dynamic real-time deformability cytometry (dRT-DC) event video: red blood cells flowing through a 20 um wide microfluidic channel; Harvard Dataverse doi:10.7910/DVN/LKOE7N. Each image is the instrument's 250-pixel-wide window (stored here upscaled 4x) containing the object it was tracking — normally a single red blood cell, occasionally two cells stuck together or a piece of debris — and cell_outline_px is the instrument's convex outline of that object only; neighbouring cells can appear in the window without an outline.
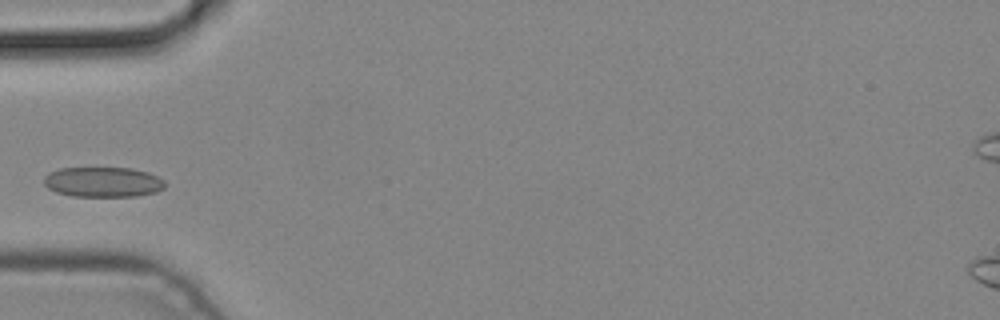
{"species": "common noctule bat (a hibernating species)", "species_latin": "Nyctalus noctula", "temperature_condition": "cold", "stored_images_in_passage": 3, "camera_frame_rate_fps": 3000, "um_per_image_px": 0.085, "animal": {"sex": "male", "body_mass_g": 19.2, "forearm_length_mm": 51.8}, "frame": {"image": 1, "passage_image": 3, "time_ms": 0.667, "image_size_px": [1000, 320], "cell_outline_px": [[164, 188], [156, 192], [136, 196], [72, 196], [56, 192], [48, 188], [44, 184], [44, 176], [48, 172], [60, 168], [132, 168], [148, 172], [164, 180]], "centroid_in_image_um": [8.73, 15.47], "position_along_channel_um": 76.3, "area_um2": 21.27}}